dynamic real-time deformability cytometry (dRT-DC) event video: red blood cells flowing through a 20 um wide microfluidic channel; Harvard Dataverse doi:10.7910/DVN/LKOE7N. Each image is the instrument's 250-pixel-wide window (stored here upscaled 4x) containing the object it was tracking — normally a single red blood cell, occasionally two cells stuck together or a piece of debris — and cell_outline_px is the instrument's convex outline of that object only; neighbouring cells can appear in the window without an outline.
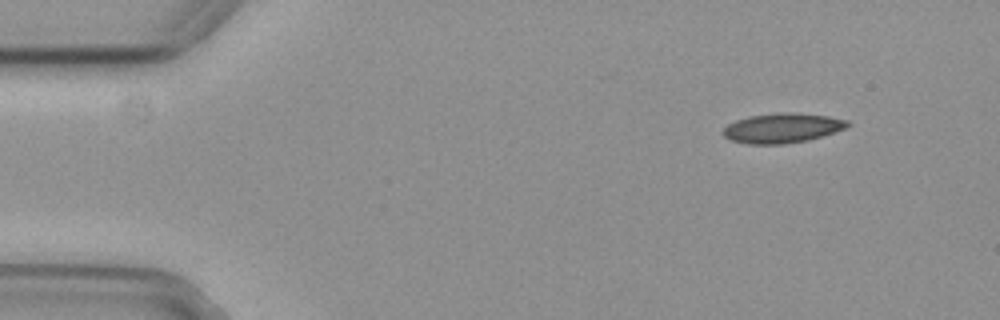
{"species": "common noctule bat (a hibernating species)", "species_latin": "Nyctalus noctula", "temperature_condition": "cold", "stored_images_in_passage": 50, "camera_frame_rate_fps": 3000, "um_per_image_px": 0.085, "animal": {"sex": "female", "body_mass_g": 29.2, "forearm_length_mm": 56.3}, "frame": {"image": 1, "passage_image": 1, "time_ms": 0.0, "image_size_px": [1000, 320], "cell_outline_px": [[852, 124], [844, 128], [808, 140], [784, 144], [748, 144], [728, 140], [720, 132], [728, 124], [736, 120], [748, 116], [788, 112], [828, 116], [848, 120]], "centroid_in_image_um": [66.44, 10.89], "position_along_channel_um": 18.6, "area_um2": 21.44}}
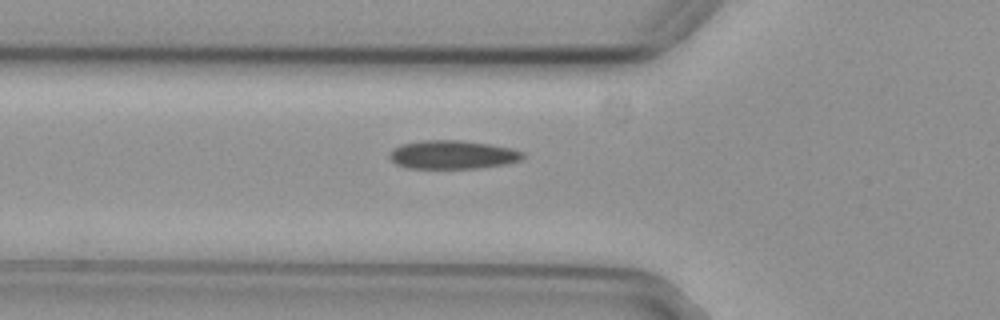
{"frame": {"image": 2, "passage_image": 14, "time_ms": 4.333, "image_size_px": [1000, 320], "cell_outline_px": [[524, 156], [520, 160], [504, 164], [480, 168], [408, 168], [396, 164], [388, 156], [392, 148], [400, 144], [424, 140], [460, 140], [492, 144], [512, 148], [524, 152]], "centroid_in_image_um": [38.46, 13.14], "position_along_channel_um": 87.3, "area_um2": 22.31}}
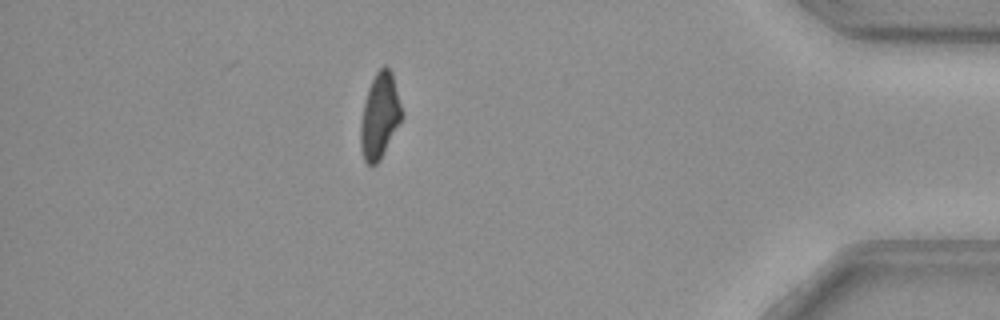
{"frame": {"image": 3, "passage_image": 43, "time_ms": 14.0, "image_size_px": [1000, 320], "cell_outline_px": [[404, 116], [380, 160], [376, 164], [368, 164], [364, 160], [360, 148], [360, 124], [364, 104], [368, 88], [376, 72], [384, 64], [392, 72], [404, 112]], "centroid_in_image_um": [32.29, 9.84], "position_along_channel_um": 402.9, "area_um2": 20.69}, "authors_computed_cell_mechanics": {"area_um2": 21.6461, "velocity_mm_per_s": 3.7542, "shape_relaxation_time_tau1_ms": 4.8644, "shape_relaxation_time_tau2_ms": null, "deformation_change_tau1": 0.1514, "deformation_change_tau2": null}}